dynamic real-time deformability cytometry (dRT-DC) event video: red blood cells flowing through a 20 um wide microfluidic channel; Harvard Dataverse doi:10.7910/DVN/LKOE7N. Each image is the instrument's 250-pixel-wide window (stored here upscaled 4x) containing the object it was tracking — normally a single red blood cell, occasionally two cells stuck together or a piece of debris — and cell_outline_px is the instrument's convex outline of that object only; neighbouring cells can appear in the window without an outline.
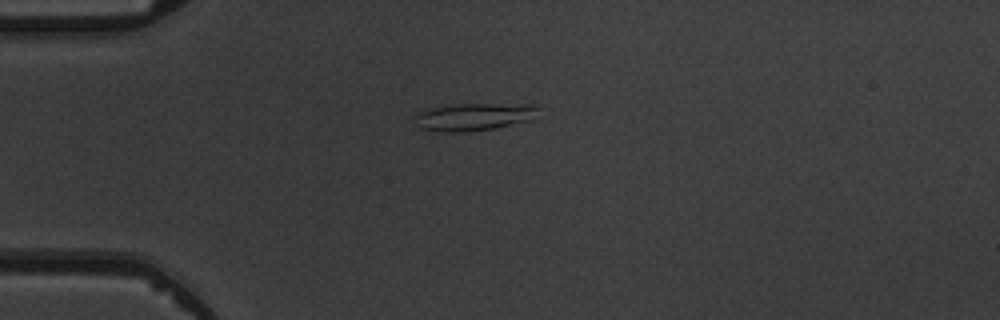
{"species": "common noctule bat (a hibernating species)", "species_latin": "Nyctalus noctula", "temperature_condition": "warm", "stored_images_in_passage": 2, "camera_frame_rate_fps": 3000, "um_per_image_px": 0.085, "animal": {"sex": "male", "body_mass_g": 19.5, "forearm_length_mm": 54.6}, "frame": {"image": 1, "passage_image": 1, "time_ms": 0.0, "image_size_px": [1000, 320], "cell_outline_px": [[536, 108], [528, 120], [492, 128], [464, 132], [440, 132], [420, 128], [416, 124], [416, 112], [432, 108], [452, 104], [492, 104]], "centroid_in_image_um": [40.03, 9.96], "position_along_channel_um": 45.0, "area_um2": 18.67}}